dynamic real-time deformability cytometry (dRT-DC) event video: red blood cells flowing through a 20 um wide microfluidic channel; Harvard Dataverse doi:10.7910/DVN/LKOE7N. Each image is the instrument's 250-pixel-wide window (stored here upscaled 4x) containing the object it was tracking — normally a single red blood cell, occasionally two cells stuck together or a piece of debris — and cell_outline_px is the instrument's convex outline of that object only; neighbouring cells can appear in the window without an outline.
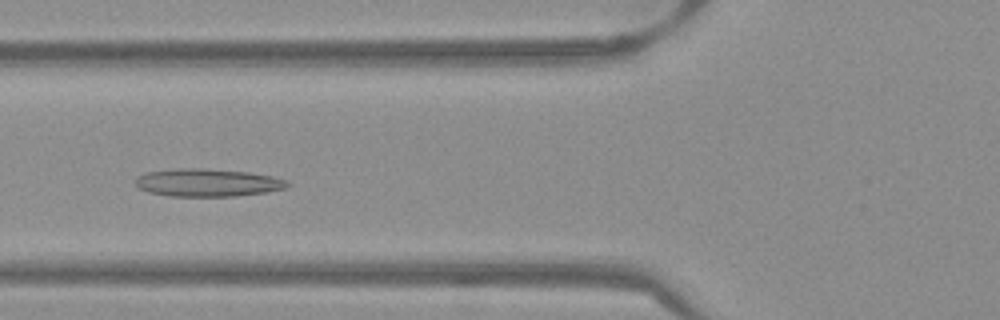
{"species": "Egyptian fruit bat (a non-hibernating species)", "species_latin": "Rousettus aegyptiacus", "temperature_condition": "warm", "stored_images_in_passage": 36, "camera_frame_rate_fps": 3000, "um_per_image_px": 0.085, "frame": {"image": 1, "passage_image": 4, "time_ms": 1.0, "image_size_px": [1000, 320], "cell_outline_px": [[292, 184], [284, 188], [264, 192], [236, 196], [168, 196], [148, 192], [136, 188], [136, 176], [148, 172], [176, 168], [200, 168], [248, 172], [272, 176], [288, 180]], "centroid_in_image_um": [17.62, 15.52], "position_along_channel_um": 108.2, "area_um2": 24.68}}
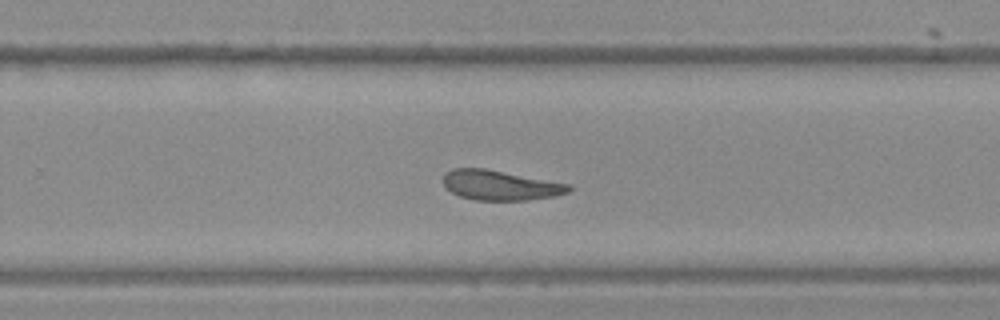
{"frame": {"image": 2, "passage_image": 18, "time_ms": 5.667, "image_size_px": [1000, 320], "cell_outline_px": [[572, 188], [568, 192], [556, 196], [528, 200], [476, 200], [460, 196], [452, 192], [444, 184], [444, 172], [452, 168], [484, 168], [572, 184]], "centroid_in_image_um": [42.55, 15.74], "position_along_channel_um": 287.2, "area_um2": 21.91}}
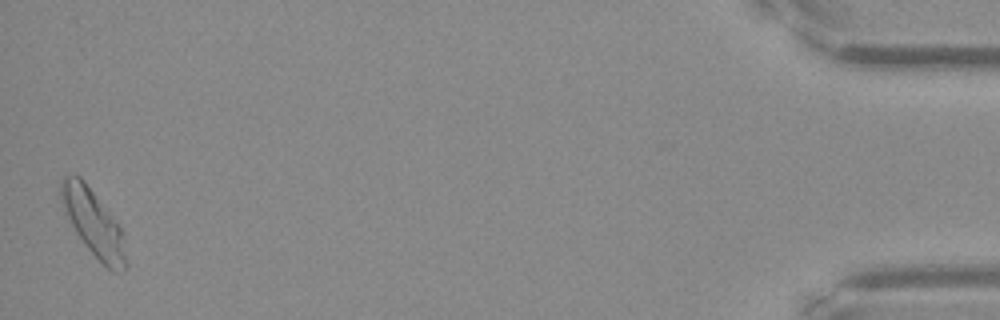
{"frame": {"image": 3, "passage_image": 36, "time_ms": 11.667, "image_size_px": [1000, 320], "cell_outline_px": [[128, 264], [120, 272], [112, 272], [84, 244], [76, 232], [64, 212], [60, 200], [60, 180], [64, 176], [80, 176], [84, 180], [120, 228], [124, 236]], "centroid_in_image_um": [7.93, 18.96], "position_along_channel_um": 427.3, "area_um2": 24.74}, "authors_computed_cell_mechanics": {"area_um2": 22.7154, "velocity_mm_per_s": 3.8342, "shape_relaxation_time_tau1_ms": null, "shape_relaxation_time_tau2_ms": 3.3617, "deformation_change_tau1": null, "deformation_change_tau2": 0.1055}}